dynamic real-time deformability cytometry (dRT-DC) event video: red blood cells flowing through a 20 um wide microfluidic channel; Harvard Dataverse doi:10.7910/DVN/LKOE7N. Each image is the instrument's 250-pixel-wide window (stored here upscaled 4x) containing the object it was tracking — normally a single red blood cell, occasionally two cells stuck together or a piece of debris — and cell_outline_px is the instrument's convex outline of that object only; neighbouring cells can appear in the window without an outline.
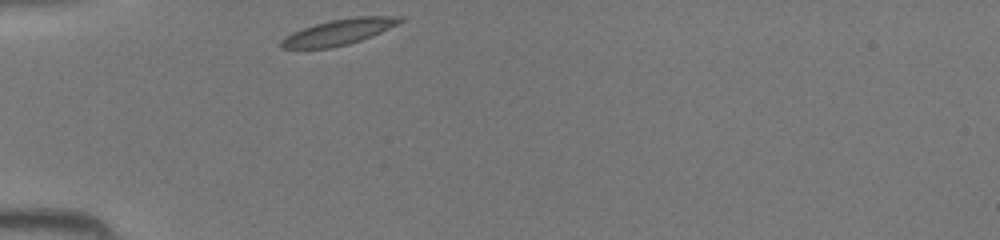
{"species": "common noctule bat (a hibernating species)", "species_latin": "Nyctalus noctula", "temperature_condition": "room temperature", "stored_images_in_passage": 26, "camera_frame_rate_fps": 3000, "um_per_image_px": 0.085, "animal": {"sex": "female", "body_mass_g": 19.5, "forearm_length_mm": 54.1}, "frame": {"image": 1, "passage_image": 1, "time_ms": 0.0, "image_size_px": [1000, 240], "cell_outline_px": [[404, 20], [372, 36], [348, 44], [332, 48], [280, 48], [280, 40], [292, 32], [316, 24], [332, 20], [352, 16], [404, 16]], "centroid_in_image_um": [28.8, 2.71], "position_along_channel_um": 56.2, "area_um2": 17.63}}
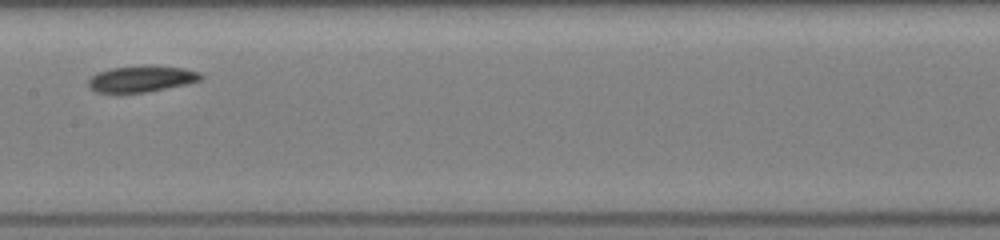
{"frame": {"image": 2, "passage_image": 11, "time_ms": 3.333, "image_size_px": [1000, 240], "cell_outline_px": [[204, 76], [200, 80], [188, 84], [148, 92], [96, 92], [88, 88], [88, 80], [96, 72], [112, 68], [184, 68], [200, 72]], "centroid_in_image_um": [12.01, 6.75], "position_along_channel_um": 195.4, "area_um2": 16.47}}
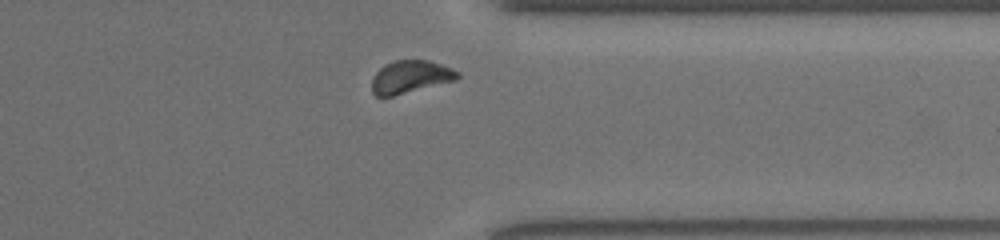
{"frame": {"image": 3, "passage_image": 23, "time_ms": 7.333, "image_size_px": [1000, 240], "cell_outline_px": [[460, 76], [456, 80], [392, 96], [376, 96], [372, 92], [372, 76], [384, 64], [396, 60], [428, 60], [452, 68], [460, 72]], "centroid_in_image_um": [34.88, 6.52], "position_along_channel_um": 376.5, "area_um2": 16.3}}